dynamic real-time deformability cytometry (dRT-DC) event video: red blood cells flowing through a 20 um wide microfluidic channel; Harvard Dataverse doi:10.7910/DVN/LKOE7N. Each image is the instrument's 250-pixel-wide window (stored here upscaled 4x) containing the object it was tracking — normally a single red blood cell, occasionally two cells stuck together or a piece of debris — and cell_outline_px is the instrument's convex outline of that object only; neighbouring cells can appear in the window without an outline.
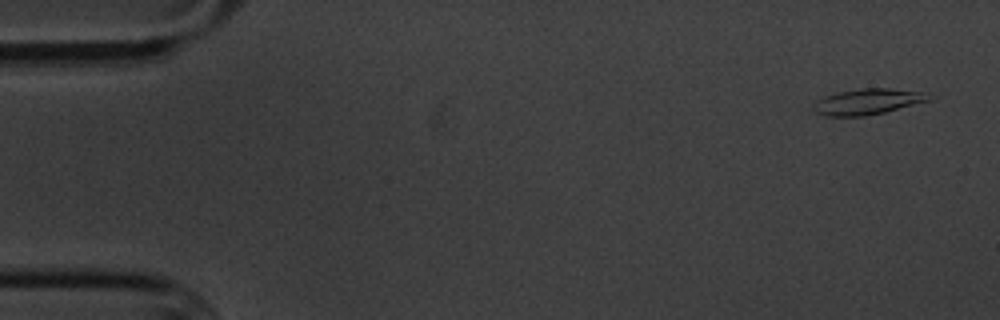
{"species": "common noctule bat (a hibernating species)", "species_latin": "Nyctalus noctula", "temperature_condition": "cold", "stored_images_in_passage": 5, "camera_frame_rate_fps": 3000, "um_per_image_px": 0.085, "animal": {"sex": "male", "body_mass_g": 20.1, "forearm_length_mm": 53.5}, "frame": {"image": 1, "passage_image": 1, "time_ms": 0.0, "image_size_px": [1000, 320], "cell_outline_px": [[936, 96], [932, 100], [884, 112], [864, 116], [824, 116], [816, 112], [812, 108], [812, 104], [816, 100], [824, 96], [840, 92], [860, 88], [888, 88], [924, 92]], "centroid_in_image_um": [73.78, 8.63], "position_along_channel_um": 11.2, "area_um2": 17.51}}
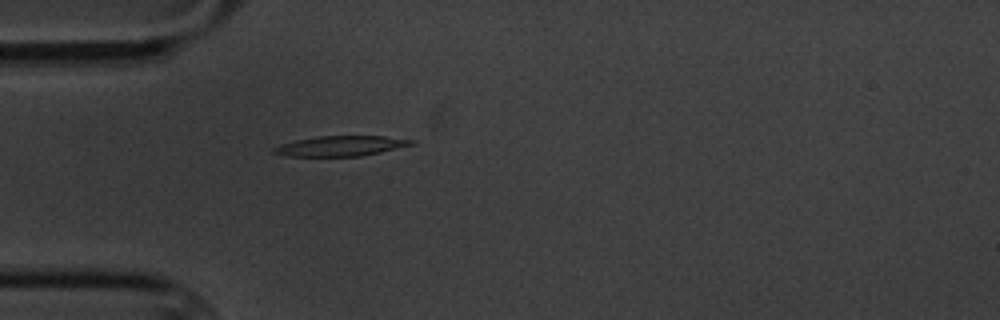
{"frame": {"image": 2, "passage_image": 5, "time_ms": 4.667, "image_size_px": [1000, 320], "cell_outline_px": [[416, 144], [380, 152], [360, 156], [284, 156], [272, 152], [272, 148], [280, 144], [296, 140], [316, 136], [384, 136], [416, 140]], "centroid_in_image_um": [28.96, 12.4], "position_along_channel_um": 56.0, "area_um2": 16.24}}